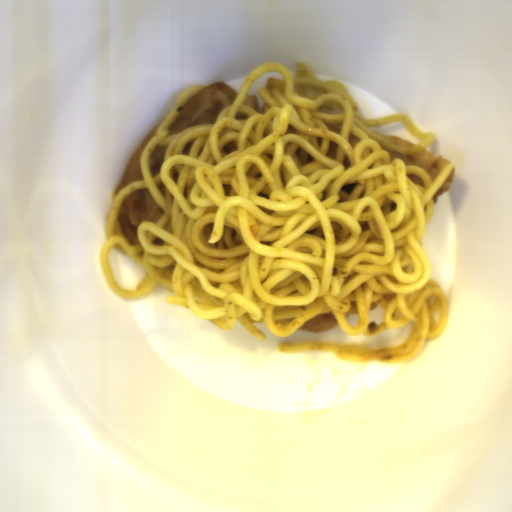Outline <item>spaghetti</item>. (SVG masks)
I'll list each match as a JSON object with an SVG mask.
<instances>
[{
	"instance_id": "1",
	"label": "spaghetti",
	"mask_w": 512,
	"mask_h": 512,
	"mask_svg": "<svg viewBox=\"0 0 512 512\" xmlns=\"http://www.w3.org/2000/svg\"><path fill=\"white\" fill-rule=\"evenodd\" d=\"M296 76L278 62L247 74L230 106L214 123L176 134L168 128L204 84L182 90L139 156L143 180L123 187L105 222L100 253L104 278L115 296L134 300L157 284L166 301L185 306L219 329L237 321L255 338H287L303 324L332 312L351 337H376L414 327L403 344L374 349L334 341L277 342L279 353H332L342 362L399 365L413 359L425 339L446 331L450 305L431 279L422 246L435 209L433 197L454 164L431 180L428 172L388 150L412 154L435 134L397 113L364 119L338 79L321 81L302 60ZM253 94L259 111L242 104ZM401 121L419 139L369 128ZM369 127V128H367ZM166 147L161 172L148 158ZM416 174L424 186L407 174ZM149 189L165 212L139 224L140 245H129L117 221L126 196ZM120 244L146 271L137 289H121L108 261ZM356 301L358 315L344 314Z\"/></svg>"
}]
</instances>
